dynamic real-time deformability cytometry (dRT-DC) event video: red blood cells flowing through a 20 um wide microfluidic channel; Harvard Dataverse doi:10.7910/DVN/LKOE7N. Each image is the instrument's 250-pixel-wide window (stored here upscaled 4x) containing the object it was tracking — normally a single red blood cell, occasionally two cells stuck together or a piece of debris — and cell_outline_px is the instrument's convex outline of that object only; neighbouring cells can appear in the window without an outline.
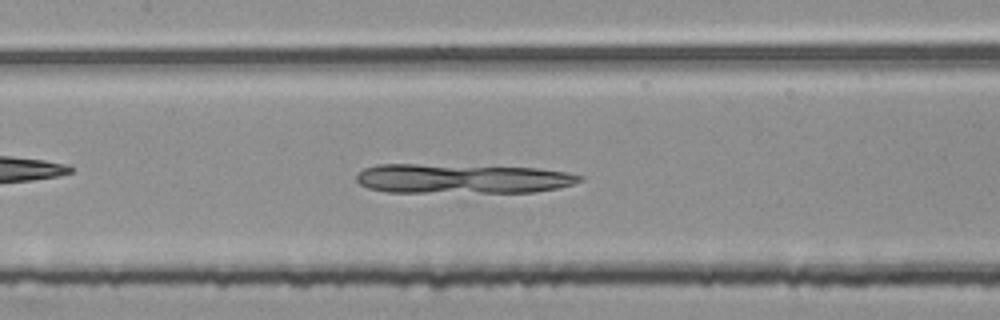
{"species": "common noctule bat (a hibernating species)", "species_latin": "Nyctalus noctula", "temperature_condition": "room temperature", "stored_images_in_passage": 40, "camera_frame_rate_fps": 3000, "um_per_image_px": 0.085, "animal": {"sex": "female", "body_mass_g": 25.1}, "frame": {"image": 1, "passage_image": 13, "time_ms": 4.0, "image_size_px": [1000, 320], "cell_outline_px": [[584, 180], [560, 188], [536, 192], [388, 192], [368, 188], [360, 184], [356, 180], [356, 176], [364, 168], [376, 164], [416, 164], [536, 168], [568, 172], [584, 176]], "centroid_in_image_um": [39.31, 15.19], "position_along_channel_um": 168.1, "area_um2": 38.55}}
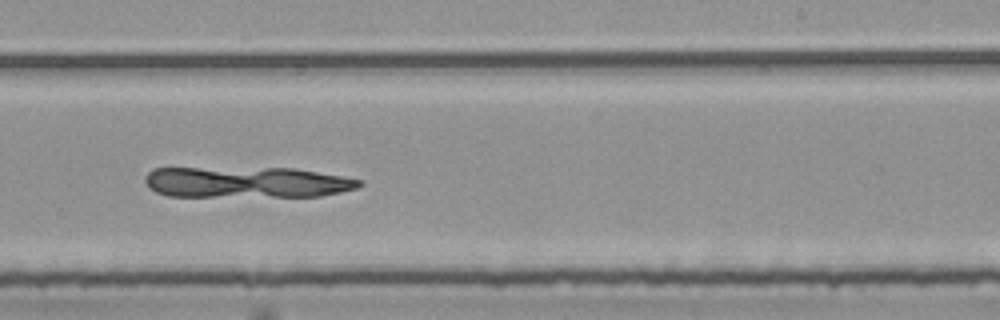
{"frame": {"image": 2, "passage_image": 21, "time_ms": 6.667, "image_size_px": [1000, 320], "cell_outline_px": [[364, 184], [356, 188], [340, 192], [320, 196], [168, 196], [156, 192], [148, 188], [144, 180], [144, 176], [152, 168], [292, 168], [364, 180]], "centroid_in_image_um": [20.92, 15.49], "position_along_channel_um": 268.1, "area_um2": 38.73}}
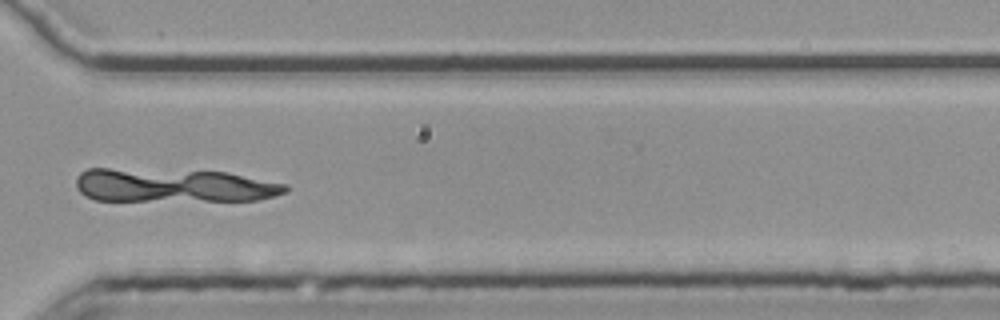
{"frame": {"image": 3, "passage_image": 28, "time_ms": 9.0, "image_size_px": [1000, 320], "cell_outline_px": [[288, 192], [260, 200], [96, 200], [84, 196], [76, 188], [76, 176], [80, 172], [88, 168], [108, 168], [228, 172], [288, 184]], "centroid_in_image_um": [14.75, 15.75], "position_along_channel_um": 355.9, "area_um2": 41.21}}